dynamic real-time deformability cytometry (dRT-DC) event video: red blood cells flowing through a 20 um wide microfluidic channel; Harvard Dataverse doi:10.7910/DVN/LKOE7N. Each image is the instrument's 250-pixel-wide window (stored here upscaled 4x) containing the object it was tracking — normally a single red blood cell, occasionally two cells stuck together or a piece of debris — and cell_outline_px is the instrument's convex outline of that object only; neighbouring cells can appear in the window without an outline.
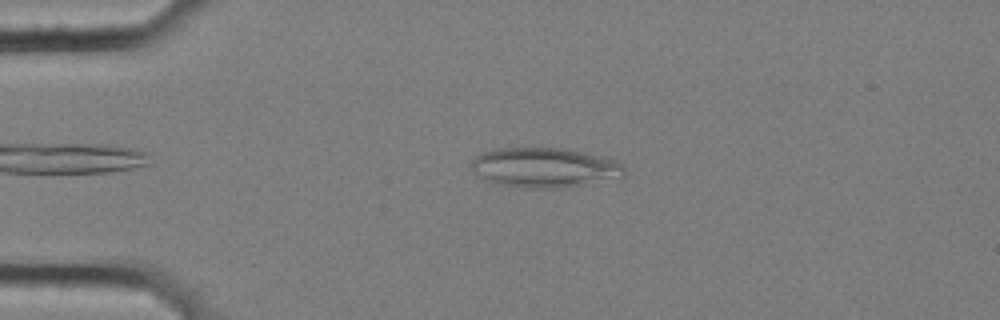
{"species": "common noctule bat (a hibernating species)", "species_latin": "Nyctalus noctula", "temperature_condition": "cold", "stored_images_in_passage": 52, "camera_frame_rate_fps": 3000, "um_per_image_px": 0.085, "animal": {"sex": "female", "body_mass_g": 25.1}, "frame": {"image": 1, "passage_image": 9, "time_ms": 2.667, "image_size_px": [1000, 320], "cell_outline_px": [[624, 176], [584, 184], [560, 188], [520, 188], [500, 184], [484, 180], [468, 164], [476, 156], [484, 152], [496, 148], [524, 144], [536, 144], [564, 148], [584, 152], [616, 160], [624, 164]], "centroid_in_image_um": [46.23, 14.18], "position_along_channel_um": 38.8, "area_um2": 36.59}}
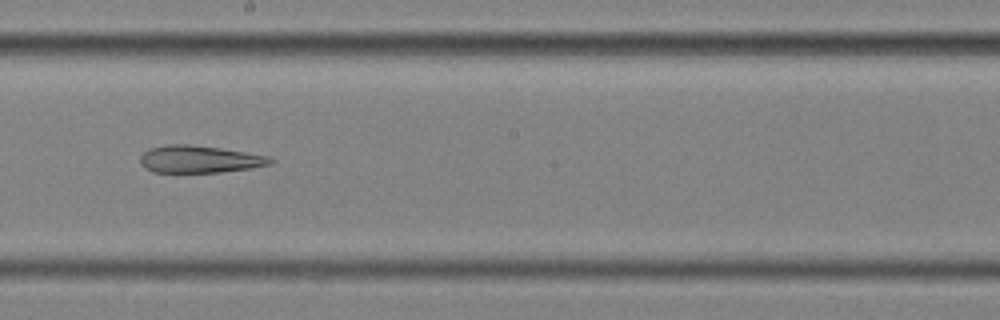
{"frame": {"image": 2, "passage_image": 28, "time_ms": 9.0, "image_size_px": [1000, 320], "cell_outline_px": [[276, 160], [272, 164], [248, 168], [220, 172], [152, 172], [144, 168], [140, 164], [140, 156], [148, 148], [168, 144], [188, 144], [220, 148], [272, 156]], "centroid_in_image_um": [16.96, 13.53], "position_along_channel_um": 231.2, "area_um2": 20.87}}
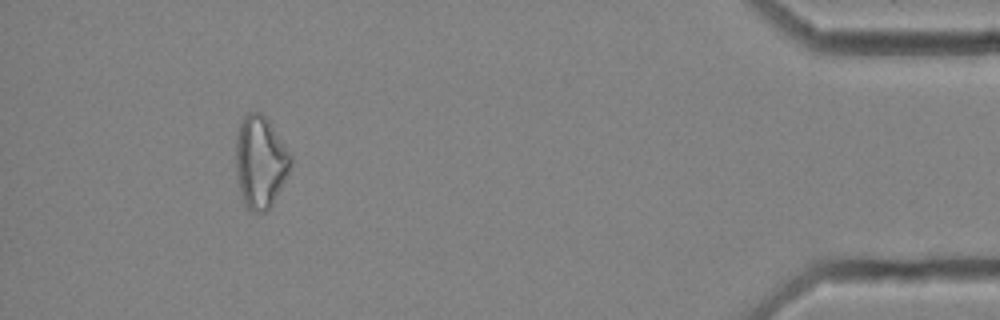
{"frame": {"image": 3, "passage_image": 48, "time_ms": 15.667, "image_size_px": [1000, 320], "cell_outline_px": [[292, 160], [288, 172], [272, 204], [264, 212], [252, 212], [240, 200], [236, 176], [236, 136], [240, 124], [244, 116], [248, 112], [260, 112], [268, 120], [292, 156]], "centroid_in_image_um": [22.09, 13.79], "position_along_channel_um": 413.1, "area_um2": 29.36}}